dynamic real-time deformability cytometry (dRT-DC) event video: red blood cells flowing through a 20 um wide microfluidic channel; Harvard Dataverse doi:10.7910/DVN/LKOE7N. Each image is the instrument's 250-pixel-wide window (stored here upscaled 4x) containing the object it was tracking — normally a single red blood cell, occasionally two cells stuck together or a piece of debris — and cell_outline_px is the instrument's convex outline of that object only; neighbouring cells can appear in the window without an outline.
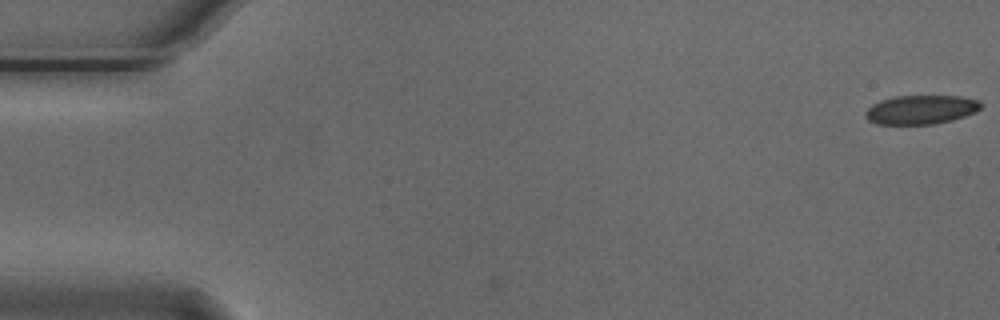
{"species": "Egyptian fruit bat (a non-hibernating species)", "species_latin": "Rousettus aegyptiacus", "temperature_condition": "cold", "stored_images_in_passage": 13, "camera_frame_rate_fps": 3000, "um_per_image_px": 0.085, "animal": {"sex": "male"}, "frame": {"image": 1, "passage_image": 1, "time_ms": 0.0, "image_size_px": [1000, 320], "cell_outline_px": [[984, 104], [976, 112], [952, 120], [932, 124], [876, 124], [868, 120], [864, 116], [864, 112], [872, 104], [880, 100], [896, 96], [960, 96], [980, 100]], "centroid_in_image_um": [78.28, 9.31], "position_along_channel_um": 6.7, "area_um2": 19.65}}